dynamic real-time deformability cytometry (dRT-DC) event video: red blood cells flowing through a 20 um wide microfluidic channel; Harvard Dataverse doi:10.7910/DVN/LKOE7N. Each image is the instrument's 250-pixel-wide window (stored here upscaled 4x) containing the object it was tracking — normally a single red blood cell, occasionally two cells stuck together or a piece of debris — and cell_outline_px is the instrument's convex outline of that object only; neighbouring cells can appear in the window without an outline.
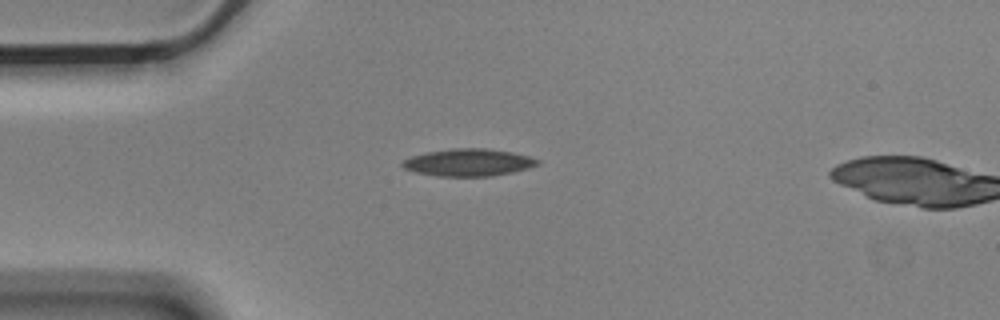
{"species": "Egyptian fruit bat (a non-hibernating species)", "species_latin": "Rousettus aegyptiacus", "temperature_condition": "cold", "stored_images_in_passage": 2, "camera_frame_rate_fps": 3000, "um_per_image_px": 0.085, "animal": {"sex": "male"}, "frame": {"image": 1, "passage_image": 1, "time_ms": 0.0, "image_size_px": [1000, 320], "cell_outline_px": [[540, 164], [528, 168], [512, 172], [492, 176], [436, 176], [416, 172], [404, 168], [400, 164], [404, 160], [412, 156], [428, 152], [452, 148], [488, 148], [512, 152], [528, 156], [540, 160]], "centroid_in_image_um": [39.84, 13.8], "position_along_channel_um": 45.2, "area_um2": 21.44}}